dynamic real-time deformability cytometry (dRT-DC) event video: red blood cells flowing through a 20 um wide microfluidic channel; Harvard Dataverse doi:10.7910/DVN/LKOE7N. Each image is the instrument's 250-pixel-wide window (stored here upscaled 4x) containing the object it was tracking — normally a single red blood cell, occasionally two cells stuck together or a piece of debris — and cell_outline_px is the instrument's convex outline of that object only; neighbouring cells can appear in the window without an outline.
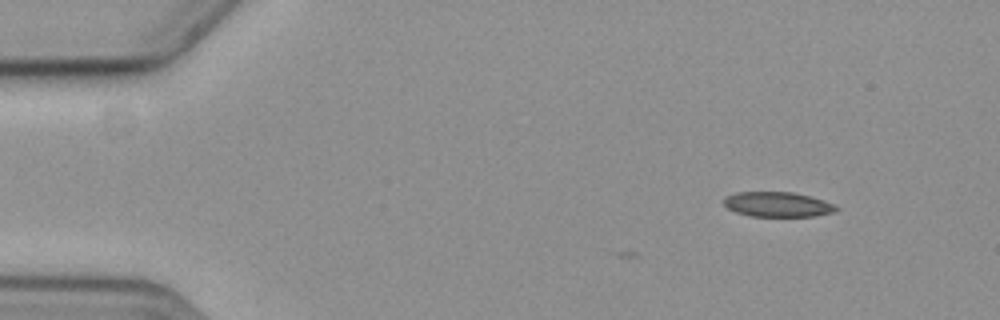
{"species": "common noctule bat (a hibernating species)", "species_latin": "Nyctalus noctula", "temperature_condition": "cold", "stored_images_in_passage": 3, "camera_frame_rate_fps": 3000, "um_per_image_px": 0.085, "animal": {"sex": "female", "body_mass_g": 19.3, "forearm_length_mm": 54.1}, "frame": {"image": 1, "passage_image": 3, "time_ms": 0.667, "image_size_px": [1000, 320], "cell_outline_px": [[840, 208], [832, 212], [816, 216], [748, 216], [736, 212], [728, 208], [724, 204], [724, 200], [728, 196], [736, 192], [792, 192], [824, 200]], "centroid_in_image_um": [66.09, 17.38], "position_along_channel_um": 18.9, "area_um2": 16.13}}